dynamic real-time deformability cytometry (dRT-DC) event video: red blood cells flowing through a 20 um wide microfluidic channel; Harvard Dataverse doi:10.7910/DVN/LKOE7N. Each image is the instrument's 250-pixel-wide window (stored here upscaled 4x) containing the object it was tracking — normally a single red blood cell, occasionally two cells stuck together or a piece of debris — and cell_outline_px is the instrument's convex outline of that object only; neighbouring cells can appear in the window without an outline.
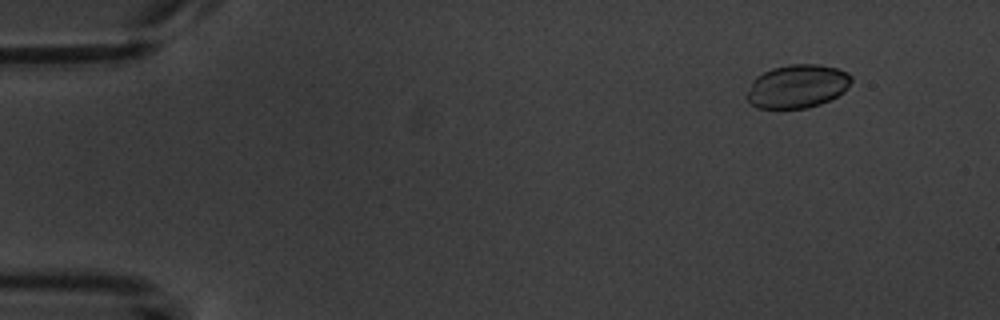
{"species": "common noctule bat (a hibernating species)", "species_latin": "Nyctalus noctula", "temperature_condition": "warm", "stored_images_in_passage": 4, "camera_frame_rate_fps": 3000, "um_per_image_px": 0.085, "animal": {"sex": "male", "body_mass_g": 20.1, "forearm_length_mm": 53.5}, "frame": {"image": 1, "passage_image": 1, "time_ms": 0.0, "image_size_px": [1000, 320], "cell_outline_px": [[852, 80], [844, 92], [820, 104], [808, 108], [756, 108], [748, 100], [748, 92], [752, 80], [756, 76], [772, 68], [792, 64], [816, 64], [836, 68], [848, 72], [852, 76]], "centroid_in_image_um": [67.79, 7.33], "position_along_channel_um": 17.2, "area_um2": 26.3}}